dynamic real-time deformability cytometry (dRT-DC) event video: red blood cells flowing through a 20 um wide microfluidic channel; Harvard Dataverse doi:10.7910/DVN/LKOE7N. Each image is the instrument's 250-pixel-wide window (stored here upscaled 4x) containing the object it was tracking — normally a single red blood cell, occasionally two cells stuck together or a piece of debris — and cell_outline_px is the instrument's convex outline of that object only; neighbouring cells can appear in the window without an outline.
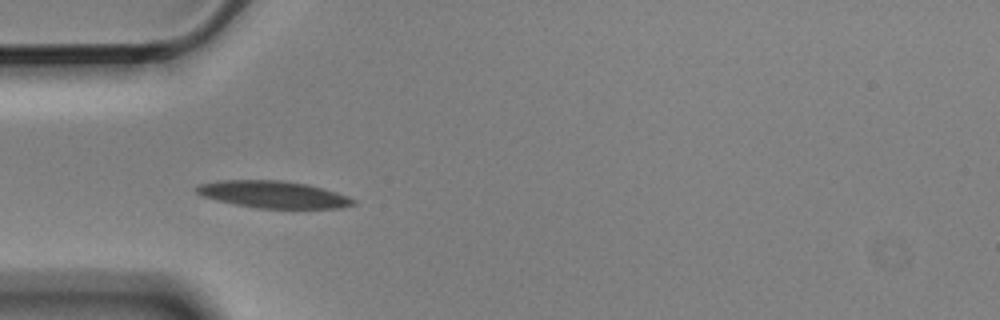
{"species": "Egyptian fruit bat (a non-hibernating species)", "species_latin": "Rousettus aegyptiacus", "temperature_condition": "cold", "stored_images_in_passage": 9, "camera_frame_rate_fps": 3000, "um_per_image_px": 0.085, "animal": {"sex": "male"}, "frame": {"image": 1, "passage_image": 1, "time_ms": 0.0, "image_size_px": [1000, 320], "cell_outline_px": [[356, 204], [340, 208], [256, 208], [216, 200], [200, 196], [192, 188], [200, 184], [216, 180], [280, 180], [308, 184], [336, 192], [348, 196], [356, 200]], "centroid_in_image_um": [23.19, 16.52], "position_along_channel_um": 61.8, "area_um2": 24.85}}
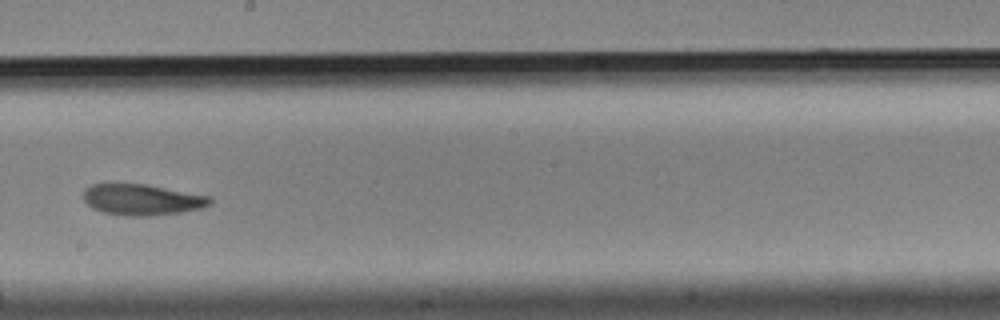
{"frame": {"image": 2, "passage_image": 5, "time_ms": 1.333, "image_size_px": [1000, 320], "cell_outline_px": [[212, 204], [204, 208], [180, 212], [148, 216], [124, 216], [104, 212], [92, 208], [84, 200], [84, 188], [92, 184], [144, 184], [208, 196], [212, 200]], "centroid_in_image_um": [12.06, 16.98], "position_along_channel_um": 236.1, "area_um2": 22.72}}
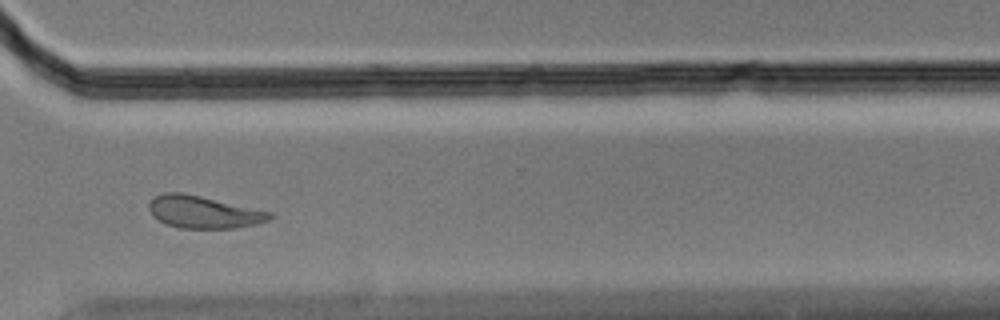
{"frame": {"image": 3, "passage_image": 8, "time_ms": 2.333, "image_size_px": [1000, 320], "cell_outline_px": [[276, 216], [268, 220], [256, 224], [232, 228], [180, 228], [164, 224], [152, 216], [148, 208], [148, 204], [156, 196], [164, 192], [184, 192], [272, 212]], "centroid_in_image_um": [17.29, 18.02], "position_along_channel_um": 353.3, "area_um2": 22.89}}